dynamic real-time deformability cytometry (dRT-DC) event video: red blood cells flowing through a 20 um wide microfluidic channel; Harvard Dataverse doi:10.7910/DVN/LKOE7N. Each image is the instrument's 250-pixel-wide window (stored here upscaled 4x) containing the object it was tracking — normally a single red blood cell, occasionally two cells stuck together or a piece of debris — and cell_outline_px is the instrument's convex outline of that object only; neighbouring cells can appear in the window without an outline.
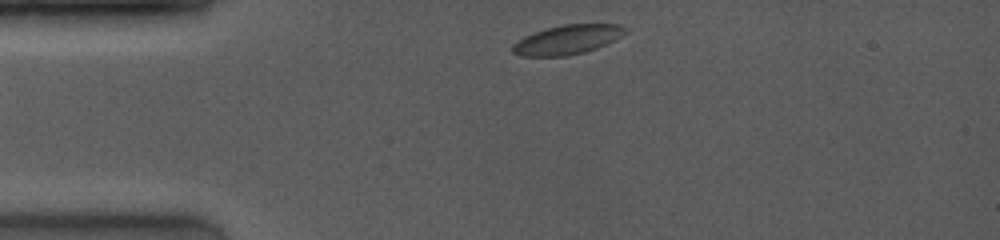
{"species": "common noctule bat (a hibernating species)", "species_latin": "Nyctalus noctula", "temperature_condition": "room temperature", "stored_images_in_passage": 14, "camera_frame_rate_fps": 4000, "um_per_image_px": 0.085, "animal": {"sex": "female", "body_mass_g": 19.0, "forearm_length_mm": 53.3}, "frame": {"image": 1, "passage_image": 4, "time_ms": 0.5, "image_size_px": [1000, 240], "cell_outline_px": [[628, 32], [596, 48], [584, 52], [568, 56], [520, 56], [512, 52], [512, 44], [524, 36], [548, 28], [564, 24], [620, 24], [628, 28]], "centroid_in_image_um": [48.22, 3.37], "position_along_channel_um": 36.8, "area_um2": 19.13}}
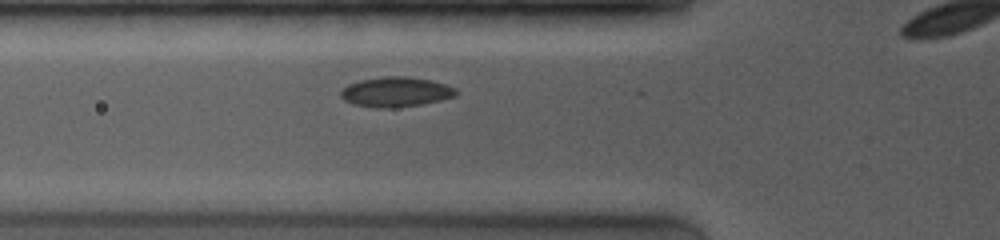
{"frame": {"image": 2, "passage_image": 13, "time_ms": 2.75, "image_size_px": [1000, 240], "cell_outline_px": [[460, 92], [456, 96], [440, 100], [420, 104], [396, 108], [376, 108], [352, 104], [344, 100], [340, 96], [340, 92], [348, 84], [360, 80], [384, 76], [408, 76], [432, 80], [456, 88]], "centroid_in_image_um": [33.65, 7.81], "position_along_channel_um": 92.1, "area_um2": 20.29}}